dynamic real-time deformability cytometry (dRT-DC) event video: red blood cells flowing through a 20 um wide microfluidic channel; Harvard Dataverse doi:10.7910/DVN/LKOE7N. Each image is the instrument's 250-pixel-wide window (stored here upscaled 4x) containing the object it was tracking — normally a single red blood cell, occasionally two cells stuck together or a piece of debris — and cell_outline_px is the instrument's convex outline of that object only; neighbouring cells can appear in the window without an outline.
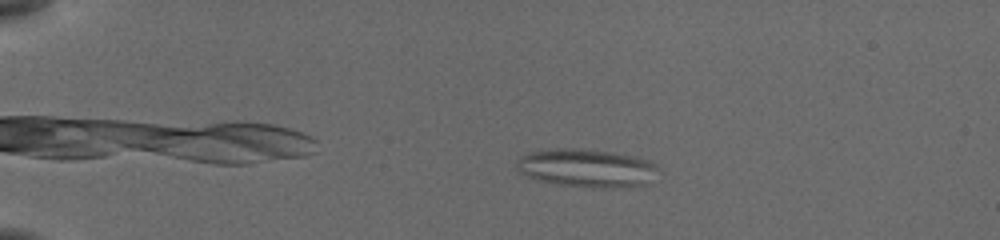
{"species": "common noctule bat (a hibernating species)", "species_latin": "Nyctalus noctula", "temperature_condition": "cold", "stored_images_in_passage": 54, "camera_frame_rate_fps": 3000, "um_per_image_px": 0.085, "animal": {"sex": "female", "body_mass_g": 19.5, "forearm_length_mm": 54.1}, "frame": {"image": 1, "passage_image": 11, "time_ms": 3.333, "image_size_px": [1000, 240], "cell_outline_px": [[656, 168], [648, 184], [612, 188], [592, 188], [556, 184], [540, 180], [528, 176], [520, 172], [516, 168], [516, 160], [520, 156], [528, 152], [556, 148], [572, 148], [608, 152], [632, 156], [656, 164]], "centroid_in_image_um": [49.78, 14.29], "position_along_channel_um": 35.2, "area_um2": 31.15}}
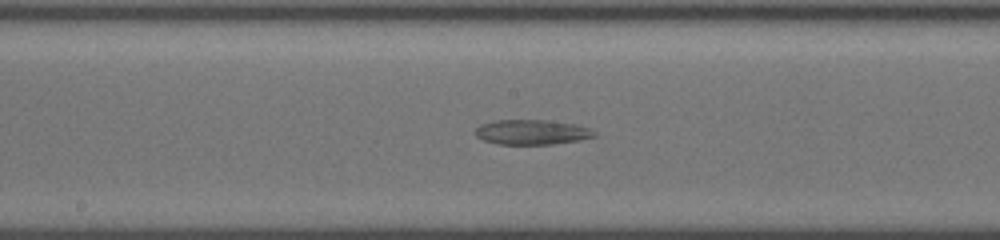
{"frame": {"image": 2, "passage_image": 30, "time_ms": 9.667, "image_size_px": [1000, 240], "cell_outline_px": [[596, 136], [580, 140], [552, 144], [496, 144], [484, 140], [476, 136], [476, 128], [480, 124], [492, 120], [544, 120], [576, 124], [592, 128], [596, 132]], "centroid_in_image_um": [45.23, 11.23], "position_along_channel_um": 203.0, "area_um2": 17.4}}
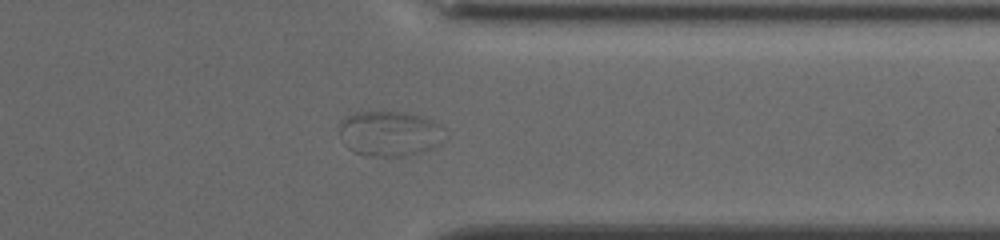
{"frame": {"image": 3, "passage_image": 44, "time_ms": 14.333, "image_size_px": [1000, 240], "cell_outline_px": [[448, 136], [436, 148], [428, 152], [408, 156], [364, 156], [352, 152], [340, 140], [340, 120], [344, 116], [356, 112], [404, 112], [420, 116], [432, 120], [440, 124]], "centroid_in_image_um": [33.16, 11.38], "position_along_channel_um": 378.2, "area_um2": 28.73}}